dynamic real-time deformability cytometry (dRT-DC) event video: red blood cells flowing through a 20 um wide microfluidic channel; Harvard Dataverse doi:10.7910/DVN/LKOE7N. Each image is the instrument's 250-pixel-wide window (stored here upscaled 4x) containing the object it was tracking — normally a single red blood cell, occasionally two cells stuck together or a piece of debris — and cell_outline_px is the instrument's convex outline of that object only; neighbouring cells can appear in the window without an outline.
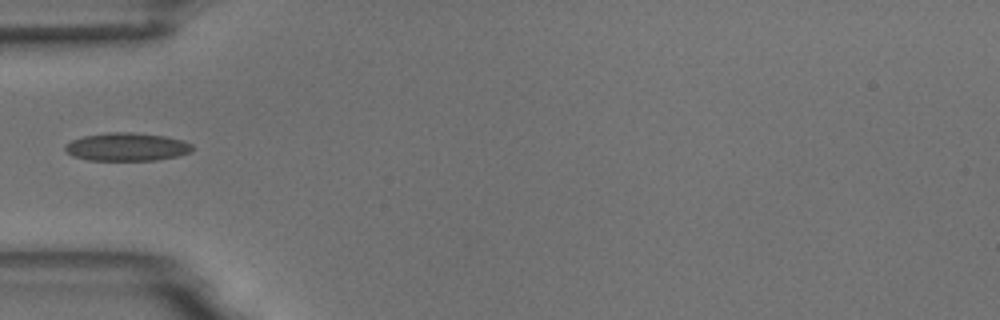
{"species": "common noctule bat (a hibernating species)", "species_latin": "Nyctalus noctula", "temperature_condition": "room temperature", "stored_images_in_passage": 6, "camera_frame_rate_fps": 3000, "um_per_image_px": 0.085, "animal": {"sex": "male", "body_mass_g": 18.8}, "frame": {"image": 1, "passage_image": 5, "time_ms": 4.667, "image_size_px": [1000, 320], "cell_outline_px": [[196, 148], [192, 152], [176, 156], [156, 160], [88, 160], [72, 156], [64, 148], [64, 144], [72, 140], [84, 136], [108, 132], [132, 132], [164, 136], [184, 140], [192, 144]], "centroid_in_image_um": [10.81, 12.48], "position_along_channel_um": 74.2, "area_um2": 20.98}}